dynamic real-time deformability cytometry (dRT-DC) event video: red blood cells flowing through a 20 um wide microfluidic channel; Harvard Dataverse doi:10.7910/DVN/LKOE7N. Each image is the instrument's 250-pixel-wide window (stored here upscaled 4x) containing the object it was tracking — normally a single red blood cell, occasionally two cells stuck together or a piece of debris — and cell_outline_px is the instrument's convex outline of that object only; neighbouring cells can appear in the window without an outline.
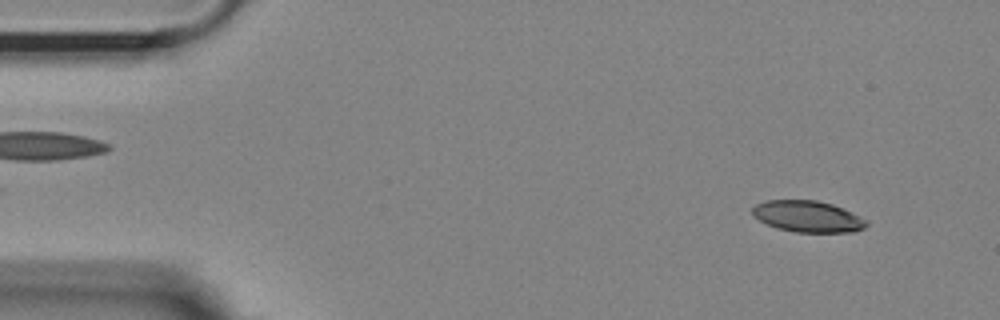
{"species": "Egyptian fruit bat (a non-hibernating species)", "species_latin": "Rousettus aegyptiacus", "temperature_condition": "room temperature", "stored_images_in_passage": 54, "camera_frame_rate_fps": 3000, "um_per_image_px": 0.085, "animal": {"sex": "female"}, "frame": {"image": 1, "passage_image": 4, "time_ms": 1.0, "image_size_px": [1000, 320], "cell_outline_px": [[868, 224], [864, 228], [852, 232], [796, 232], [776, 228], [752, 216], [752, 208], [756, 204], [764, 200], [816, 200], [832, 204], [844, 208], [868, 220]], "centroid_in_image_um": [68.67, 18.39], "position_along_channel_um": 16.3, "area_um2": 20.98}}
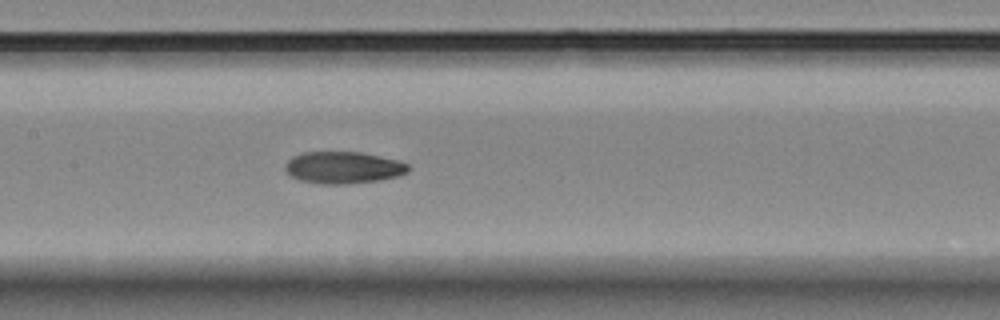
{"frame": {"image": 2, "passage_image": 25, "time_ms": 8.0, "image_size_px": [1000, 320], "cell_outline_px": [[408, 172], [400, 176], [380, 180], [344, 184], [320, 184], [300, 180], [292, 176], [284, 168], [284, 164], [292, 156], [304, 152], [360, 152], [400, 160], [408, 164]], "centroid_in_image_um": [29.19, 14.24], "position_along_channel_um": 178.2, "area_um2": 23.0}}
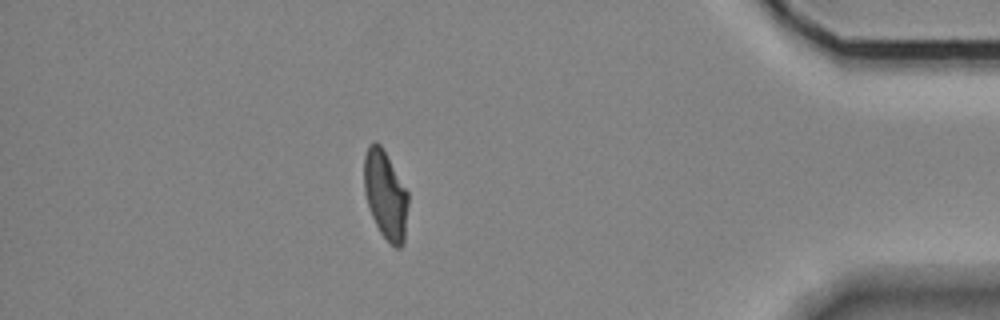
{"frame": {"image": 3, "passage_image": 47, "time_ms": 15.333, "image_size_px": [1000, 320], "cell_outline_px": [[408, 204], [404, 240], [400, 248], [396, 248], [380, 232], [372, 216], [364, 192], [364, 156], [368, 144], [372, 140], [376, 140], [380, 144], [408, 192]], "centroid_in_image_um": [32.75, 16.53], "position_along_channel_um": 402.5, "area_um2": 22.54}, "authors_computed_cell_mechanics": {"area_um2": 22.7154, "velocity_mm_per_s": 3.6382, "shape_relaxation_time_tau1_ms": null, "shape_relaxation_time_tau2_ms": 3.5221, "deformation_change_tau1": null, "deformation_change_tau2": 0.0963}}